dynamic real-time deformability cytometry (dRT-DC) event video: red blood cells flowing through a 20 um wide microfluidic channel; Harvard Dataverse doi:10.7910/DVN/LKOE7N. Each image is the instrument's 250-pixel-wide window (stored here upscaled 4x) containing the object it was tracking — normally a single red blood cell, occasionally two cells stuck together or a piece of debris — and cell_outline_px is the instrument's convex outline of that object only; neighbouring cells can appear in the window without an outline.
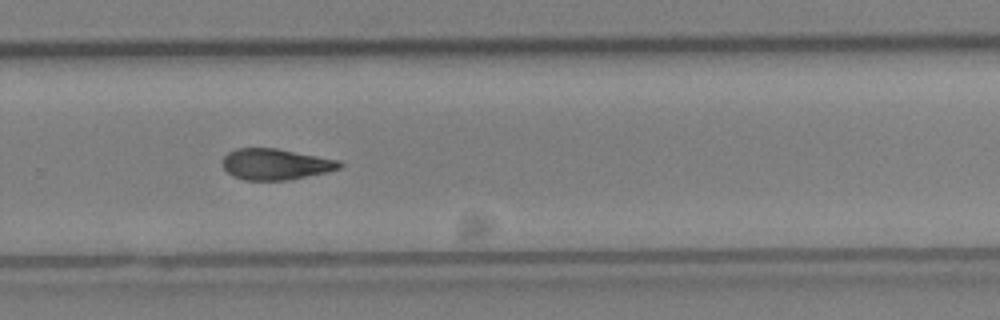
{"species": "Egyptian fruit bat (a non-hibernating species)", "species_latin": "Rousettus aegyptiacus", "temperature_condition": "cold", "stored_images_in_passage": 24, "camera_frame_rate_fps": 3000, "um_per_image_px": 0.085, "animal": {"sex": "female"}, "frame": {"image": 1, "passage_image": 17, "time_ms": 5.333, "image_size_px": [1000, 320], "cell_outline_px": [[344, 164], [340, 168], [328, 172], [288, 180], [244, 180], [232, 176], [224, 168], [220, 160], [228, 152], [236, 148], [276, 148], [340, 160]], "centroid_in_image_um": [23.42, 13.96], "position_along_channel_um": 306.4, "area_um2": 21.39}}